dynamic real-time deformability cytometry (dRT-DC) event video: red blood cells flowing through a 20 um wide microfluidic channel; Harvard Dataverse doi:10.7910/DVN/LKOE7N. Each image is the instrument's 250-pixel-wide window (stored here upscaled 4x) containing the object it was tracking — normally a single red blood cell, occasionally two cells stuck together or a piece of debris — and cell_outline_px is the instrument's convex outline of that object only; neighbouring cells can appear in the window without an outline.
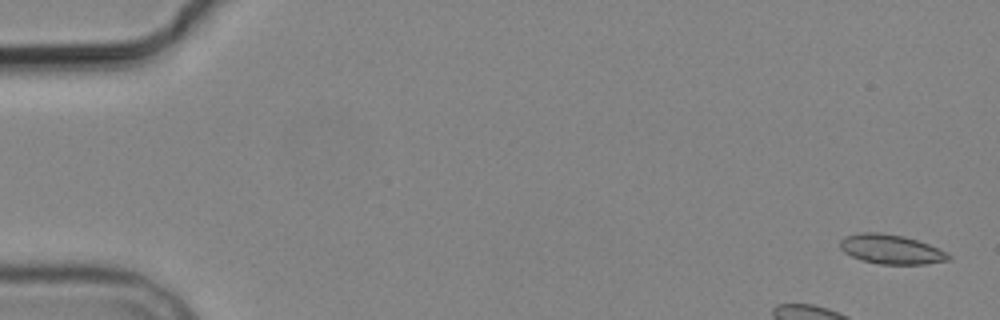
{"species": "common noctule bat (a hibernating species)", "species_latin": "Nyctalus noctula", "temperature_condition": "cold", "stored_images_in_passage": 4, "camera_frame_rate_fps": 3000, "um_per_image_px": 0.085, "animal": {"sex": "male", "body_mass_g": 19.2, "forearm_length_mm": 51.8}, "frame": {"image": 1, "passage_image": 1, "time_ms": 0.0, "image_size_px": [1000, 320], "cell_outline_px": [[952, 260], [924, 264], [880, 264], [860, 260], [844, 252], [840, 248], [840, 240], [844, 236], [860, 232], [880, 232], [904, 236], [928, 244], [948, 252], [952, 256]], "centroid_in_image_um": [75.75, 21.19], "position_along_channel_um": 9.2, "area_um2": 18.79}}